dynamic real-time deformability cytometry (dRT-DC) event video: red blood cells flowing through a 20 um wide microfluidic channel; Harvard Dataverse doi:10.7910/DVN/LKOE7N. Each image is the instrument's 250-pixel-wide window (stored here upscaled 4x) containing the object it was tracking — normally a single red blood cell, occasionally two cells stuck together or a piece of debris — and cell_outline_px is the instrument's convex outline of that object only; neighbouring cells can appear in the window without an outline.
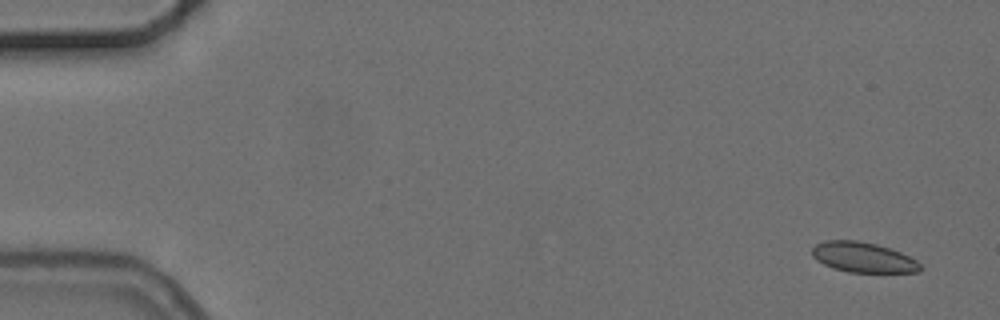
{"species": "common noctule bat (a hibernating species)", "species_latin": "Nyctalus noctula", "temperature_condition": "cold", "stored_images_in_passage": 6, "camera_frame_rate_fps": 3000, "um_per_image_px": 0.085, "animal": {"sex": "female", "body_mass_g": 24.6, "forearm_length_mm": 56.2}, "frame": {"image": 1, "passage_image": 1, "time_ms": 0.0, "image_size_px": [1000, 320], "cell_outline_px": [[924, 268], [920, 272], [848, 272], [832, 268], [816, 260], [812, 256], [812, 248], [816, 244], [824, 240], [856, 240], [876, 244], [900, 252], [916, 260]], "centroid_in_image_um": [73.35, 21.87], "position_along_channel_um": 11.6, "area_um2": 19.07}}
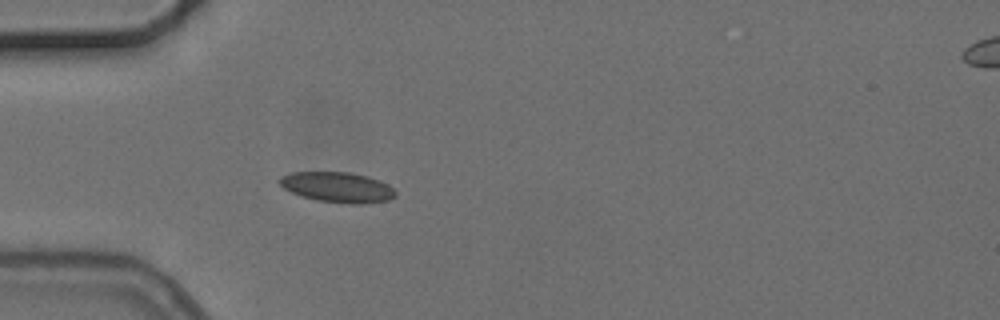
{"frame": {"image": 2, "passage_image": 5, "time_ms": 4.667, "image_size_px": [1000, 320], "cell_outline_px": [[396, 196], [388, 200], [364, 204], [348, 204], [316, 200], [292, 192], [284, 188], [276, 180], [280, 176], [292, 172], [348, 172], [368, 176], [380, 180], [388, 184], [396, 192]], "centroid_in_image_um": [28.69, 15.91], "position_along_channel_um": 56.3, "area_um2": 20.58}}